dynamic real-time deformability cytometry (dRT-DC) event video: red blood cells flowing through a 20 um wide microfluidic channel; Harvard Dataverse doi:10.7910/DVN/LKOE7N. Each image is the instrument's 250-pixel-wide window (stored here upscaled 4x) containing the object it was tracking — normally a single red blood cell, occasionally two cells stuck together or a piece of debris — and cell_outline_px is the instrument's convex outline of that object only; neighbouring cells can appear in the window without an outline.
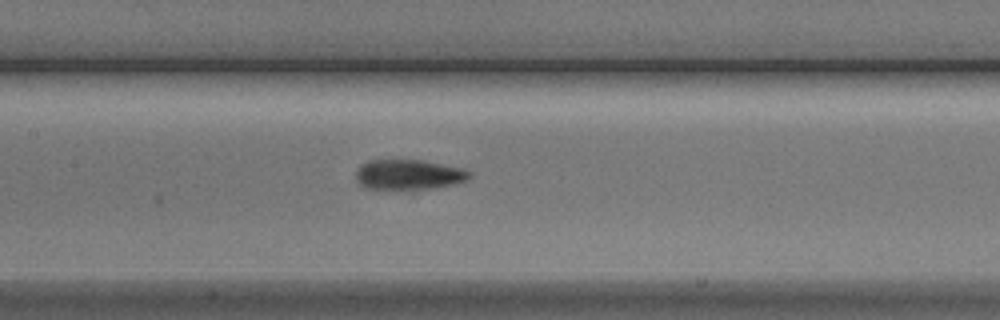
{"species": "Egyptian fruit bat (a non-hibernating species)", "species_latin": "Rousettus aegyptiacus", "temperature_condition": "cold", "stored_images_in_passage": 6, "segment_of_instrument_passage": [1, 2], "camera_frame_rate_fps": 3000, "um_per_image_px": 0.085, "animal": {"sex": "male"}, "frame": {"image": 1, "passage_image": 5, "time_ms": 5.667, "image_size_px": [1000, 320], "cell_outline_px": [[472, 176], [468, 180], [436, 188], [416, 192], [408, 192], [364, 188], [356, 180], [356, 172], [360, 164], [368, 160], [424, 160], [460, 168], [472, 172]], "centroid_in_image_um": [34.72, 14.89], "position_along_channel_um": 172.7, "area_um2": 20.92}}